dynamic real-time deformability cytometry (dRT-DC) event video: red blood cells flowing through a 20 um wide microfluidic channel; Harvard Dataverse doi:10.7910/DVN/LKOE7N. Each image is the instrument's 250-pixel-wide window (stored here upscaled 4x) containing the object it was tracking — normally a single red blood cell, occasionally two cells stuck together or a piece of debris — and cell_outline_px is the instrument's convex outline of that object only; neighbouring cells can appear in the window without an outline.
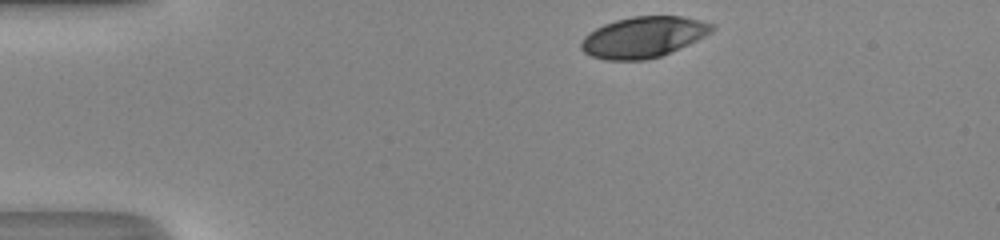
{"species": "human", "species_latin": "Homo sapiens", "temperature_condition": "room temperature", "stored_images_in_passage": 33, "camera_frame_rate_fps": 3000, "um_per_image_px": 0.085, "donor": {"sex": "male"}, "frame": {"image": 1, "passage_image": 1, "time_ms": 0.0, "image_size_px": [1000, 240], "cell_outline_px": [[716, 28], [712, 32], [688, 44], [660, 56], [644, 60], [604, 60], [592, 56], [584, 52], [580, 48], [580, 44], [584, 36], [588, 32], [604, 24], [616, 20], [632, 16], [680, 16], [700, 20], [716, 24]], "centroid_in_image_um": [54.68, 3.15], "position_along_channel_um": 30.3, "area_um2": 31.15}}
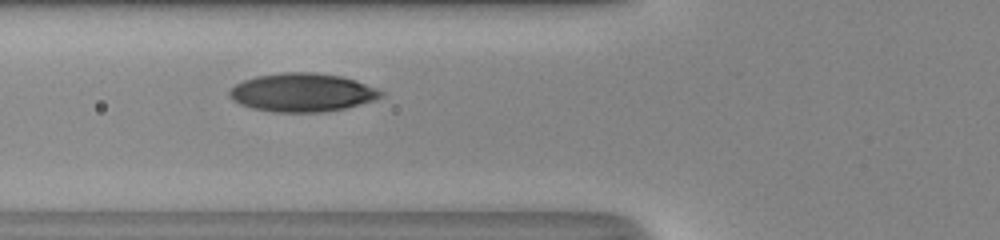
{"frame": {"image": 2, "passage_image": 11, "time_ms": 3.333, "image_size_px": [1000, 240], "cell_outline_px": [[384, 96], [376, 100], [344, 108], [324, 112], [272, 112], [252, 108], [240, 104], [232, 100], [228, 96], [228, 92], [236, 84], [244, 80], [256, 76], [284, 72], [312, 72], [340, 76], [356, 80], [376, 88], [384, 92]], "centroid_in_image_um": [25.69, 7.86], "position_along_channel_um": 100.1, "area_um2": 34.04}}
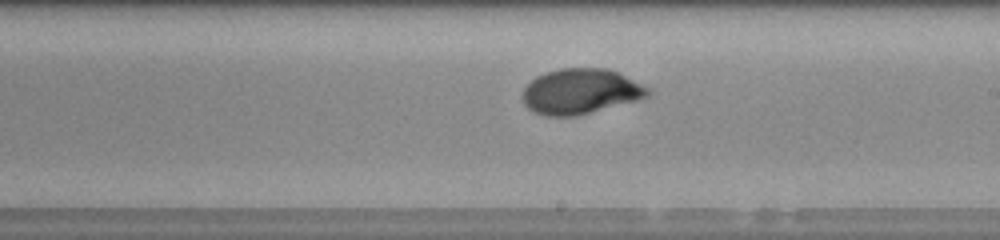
{"frame": {"image": 3, "passage_image": 21, "time_ms": 6.667, "image_size_px": [1000, 240], "cell_outline_px": [[652, 92], [648, 96], [636, 100], [576, 116], [544, 116], [532, 112], [524, 104], [524, 88], [536, 76], [544, 72], [560, 68], [608, 68], [648, 88]], "centroid_in_image_um": [49.3, 7.77], "position_along_channel_um": 239.7, "area_um2": 32.77}, "authors_computed_cell_mechanics": {"area_um2": 32.7148, "velocity_mm_per_s": 4.1962, "shape_relaxation_time_tau1_ms": 3.399, "shape_relaxation_time_tau2_ms": null, "deformation_change_tau1": 0.152, "deformation_change_tau2": null}}